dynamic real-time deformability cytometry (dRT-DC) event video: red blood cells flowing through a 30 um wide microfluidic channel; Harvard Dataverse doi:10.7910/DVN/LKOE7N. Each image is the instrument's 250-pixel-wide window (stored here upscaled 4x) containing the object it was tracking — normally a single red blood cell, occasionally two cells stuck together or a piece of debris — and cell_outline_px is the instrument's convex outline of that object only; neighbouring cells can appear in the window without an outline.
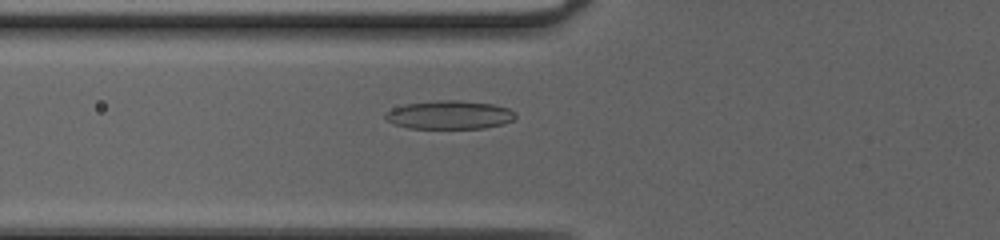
{"species": "common noctule bat (a hibernating species)", "species_latin": "Nyctalus noctula", "temperature_condition": "cold", "stored_images_in_passage": 45, "camera_frame_rate_fps": 3000, "um_per_image_px": 0.085, "animal": {"sex": "female", "body_mass_g": 20.0, "forearm_length_mm": 54.0}, "frame": {"image": 1, "passage_image": 14, "time_ms": 4.333, "image_size_px": [1000, 240], "cell_outline_px": [[516, 116], [512, 120], [504, 124], [484, 128], [408, 128], [392, 124], [384, 116], [384, 112], [392, 108], [404, 104], [436, 100], [456, 100], [492, 104], [508, 108], [516, 112]], "centroid_in_image_um": [38.18, 9.76], "position_along_channel_um": 87.6, "area_um2": 21.73}}
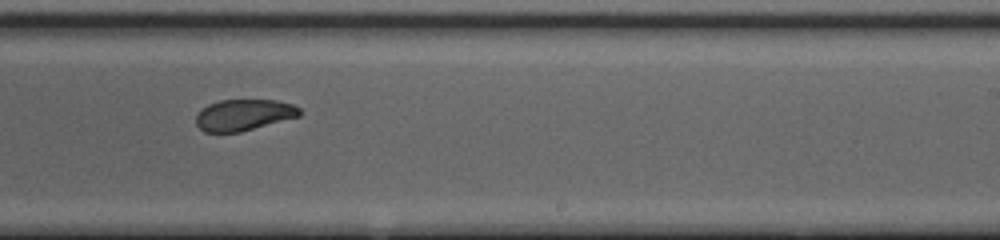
{"frame": {"image": 2, "passage_image": 27, "time_ms": 8.667, "image_size_px": [1000, 240], "cell_outline_px": [[300, 116], [240, 132], [204, 132], [196, 124], [196, 112], [200, 108], [208, 104], [220, 100], [276, 100], [292, 104], [300, 108]], "centroid_in_image_um": [20.68, 9.76], "position_along_channel_um": 268.3, "area_um2": 18.96}}
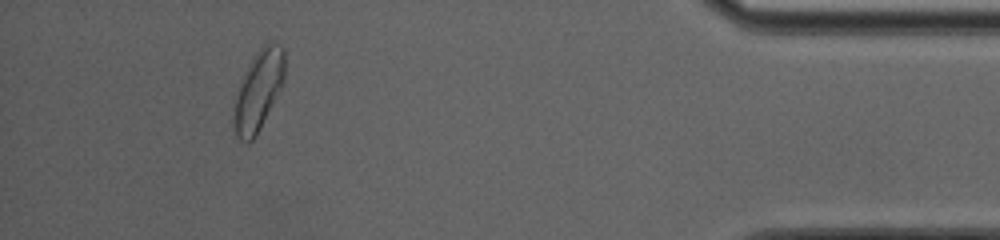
{"frame": {"image": 3, "passage_image": 41, "time_ms": 13.333, "image_size_px": [1000, 240], "cell_outline_px": [[284, 80], [260, 128], [252, 140], [248, 144], [240, 140], [236, 136], [232, 124], [232, 108], [240, 80], [256, 52], [264, 44], [280, 44], [284, 48]], "centroid_in_image_um": [21.91, 7.73], "position_along_channel_um": 413.3, "area_um2": 23.58}, "authors_computed_cell_mechanics": {"area_um2": 20.7502, "velocity_mm_per_s": 4.157, "shape_relaxation_time_tau1_ms": 3.1297, "shape_relaxation_time_tau2_ms": 2.2745, "deformation_change_tau1": 0.1183, "deformation_change_tau2": 0.0686}}